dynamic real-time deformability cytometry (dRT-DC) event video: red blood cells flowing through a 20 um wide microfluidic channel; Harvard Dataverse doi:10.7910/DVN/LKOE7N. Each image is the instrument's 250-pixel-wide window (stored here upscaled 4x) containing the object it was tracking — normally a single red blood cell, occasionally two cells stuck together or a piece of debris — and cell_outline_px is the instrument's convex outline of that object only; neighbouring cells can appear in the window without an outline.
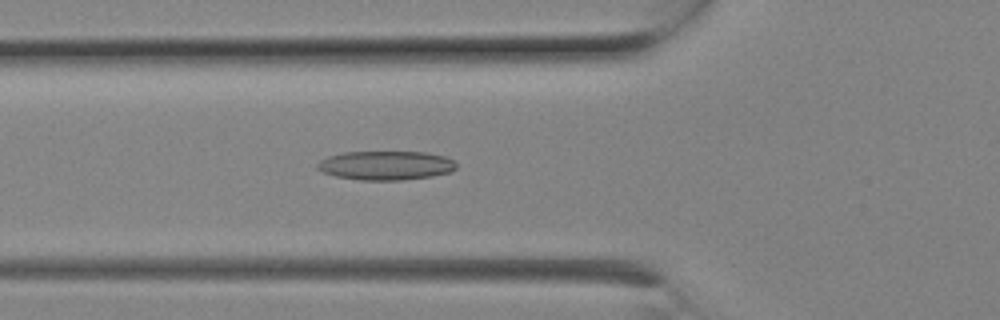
{"species": "Egyptian fruit bat (a non-hibernating species)", "species_latin": "Rousettus aegyptiacus", "temperature_condition": "room temperature", "stored_images_in_passage": 7, "camera_frame_rate_fps": 3000, "um_per_image_px": 0.085, "animal": {"sex": "female"}, "frame": {"image": 1, "passage_image": 7, "time_ms": 2.0, "image_size_px": [1000, 320], "cell_outline_px": [[456, 168], [452, 172], [432, 176], [400, 180], [360, 180], [336, 176], [324, 172], [316, 168], [316, 164], [320, 160], [328, 156], [344, 152], [424, 152], [444, 156], [452, 160], [456, 164]], "centroid_in_image_um": [32.79, 14.06], "position_along_channel_um": 93.0, "area_um2": 23.47}}